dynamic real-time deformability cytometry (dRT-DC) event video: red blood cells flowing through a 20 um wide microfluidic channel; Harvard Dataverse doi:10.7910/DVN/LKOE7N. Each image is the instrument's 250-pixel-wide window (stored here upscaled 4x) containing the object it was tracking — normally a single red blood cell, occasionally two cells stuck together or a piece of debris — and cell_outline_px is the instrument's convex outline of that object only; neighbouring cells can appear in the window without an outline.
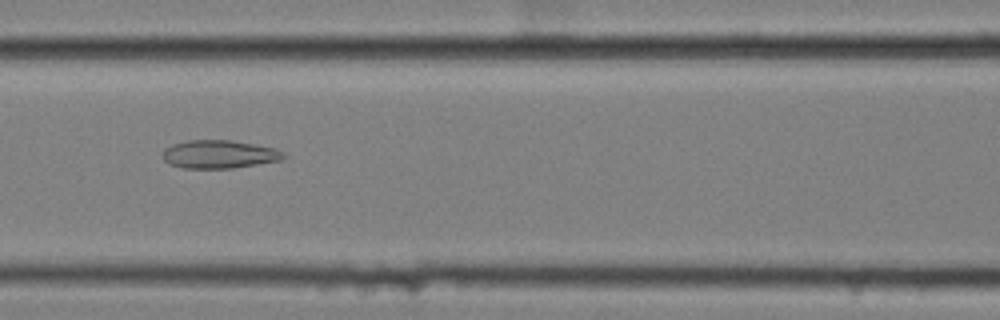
{"species": "common noctule bat (a hibernating species)", "species_latin": "Nyctalus noctula", "temperature_condition": "cold", "stored_images_in_passage": 58, "camera_frame_rate_fps": 3000, "um_per_image_px": 0.085, "animal": {"sex": "female", "body_mass_g": 25.1}, "frame": {"image": 1, "passage_image": 25, "time_ms": 8.0, "image_size_px": [1000, 320], "cell_outline_px": [[288, 156], [280, 160], [232, 168], [184, 168], [168, 164], [164, 160], [164, 148], [172, 144], [188, 140], [232, 140], [256, 144], [276, 148], [284, 152]], "centroid_in_image_um": [18.65, 13.1], "position_along_channel_um": 147.9, "area_um2": 19.94}}
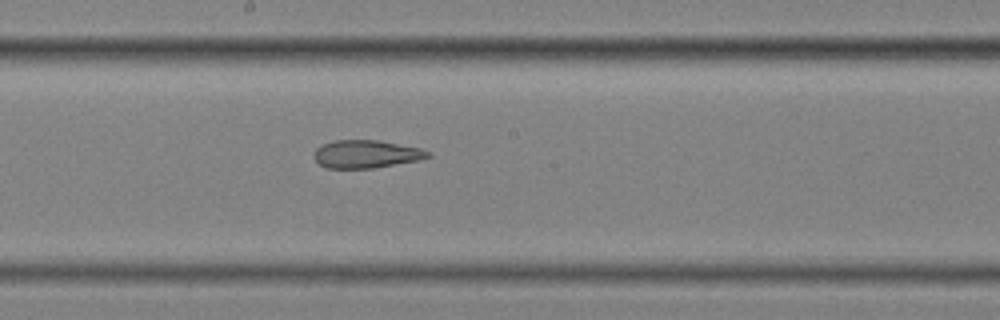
{"frame": {"image": 2, "passage_image": 31, "time_ms": 10.0, "image_size_px": [1000, 320], "cell_outline_px": [[432, 156], [420, 160], [372, 168], [324, 168], [312, 156], [316, 148], [332, 140], [380, 140], [420, 148], [432, 152]], "centroid_in_image_um": [31.14, 13.09], "position_along_channel_um": 217.1, "area_um2": 18.67}}
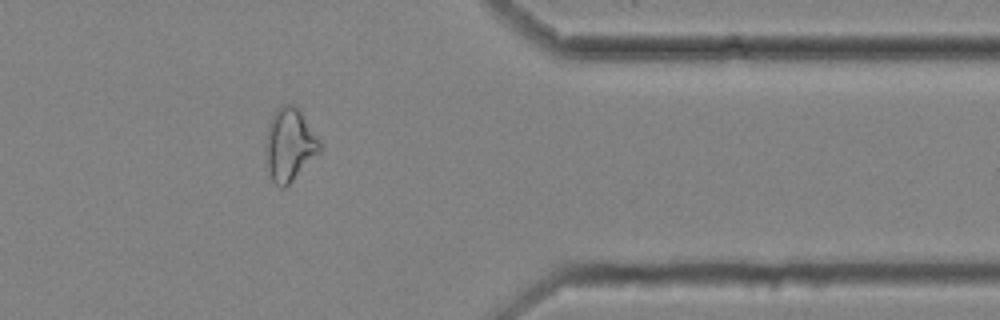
{"frame": {"image": 3, "passage_image": 47, "time_ms": 15.333, "image_size_px": [1000, 320], "cell_outline_px": [[320, 152], [284, 188], [280, 188], [272, 180], [268, 168], [264, 144], [268, 124], [276, 108], [280, 104], [296, 104], [320, 144]], "centroid_in_image_um": [24.56, 12.27], "position_along_channel_um": 386.8, "area_um2": 22.66}, "authors_computed_cell_mechanics": {"area_um2": 23.7558, "velocity_mm_per_s": 3.4654, "shape_relaxation_time_tau1_ms": null, "shape_relaxation_time_tau2_ms": 2.5991, "deformation_change_tau1": null, "deformation_change_tau2": 0.1116}}